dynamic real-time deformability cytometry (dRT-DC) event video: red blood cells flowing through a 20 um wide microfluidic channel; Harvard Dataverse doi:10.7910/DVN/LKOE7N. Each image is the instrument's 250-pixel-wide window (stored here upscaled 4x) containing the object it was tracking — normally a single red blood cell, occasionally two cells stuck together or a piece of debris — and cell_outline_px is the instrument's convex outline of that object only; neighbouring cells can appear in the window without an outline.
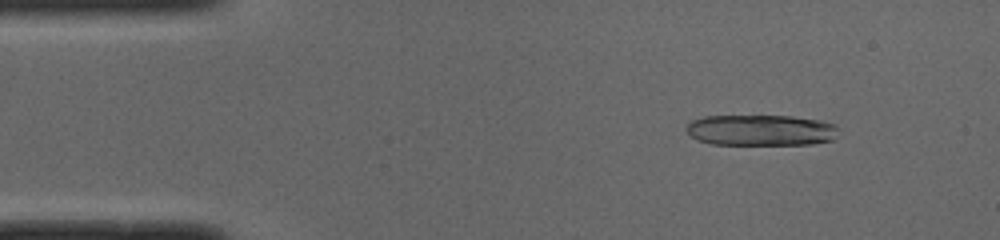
{"species": "common noctule bat (a hibernating species)", "species_latin": "Nyctalus noctula", "temperature_condition": "cold", "stored_images_in_passage": 48, "segment_of_instrument_passage": [1, 2], "camera_frame_rate_fps": 3000, "um_per_image_px": 0.085, "animal": {"sex": "male", "body_mass_g": 19.0, "forearm_length_mm": 50.8}, "frame": {"image": 1, "passage_image": 5, "time_ms": 1.333, "image_size_px": [1000, 240], "cell_outline_px": [[840, 128], [832, 140], [812, 144], [712, 144], [696, 140], [688, 132], [688, 124], [692, 120], [704, 116], [792, 116], [820, 120], [836, 124]], "centroid_in_image_um": [64.72, 11.06], "position_along_channel_um": 20.3, "area_um2": 27.46}}